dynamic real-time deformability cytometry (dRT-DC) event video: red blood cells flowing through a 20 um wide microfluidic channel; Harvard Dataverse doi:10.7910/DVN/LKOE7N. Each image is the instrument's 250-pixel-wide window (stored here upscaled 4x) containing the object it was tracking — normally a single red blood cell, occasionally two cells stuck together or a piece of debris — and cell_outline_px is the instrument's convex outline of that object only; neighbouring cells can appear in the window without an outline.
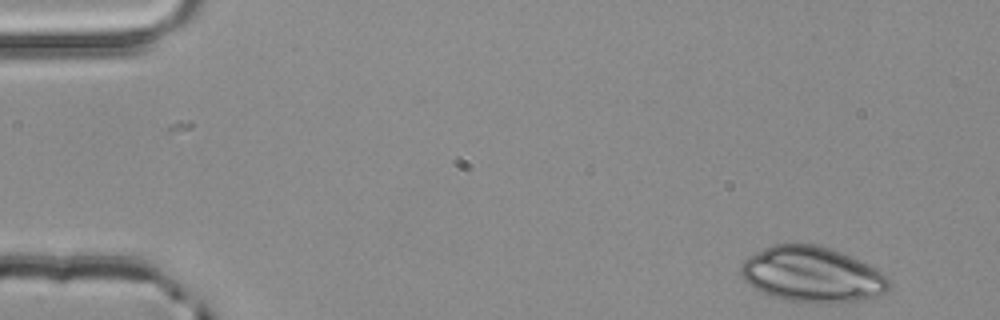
{"species": "common noctule bat (a hibernating species)", "species_latin": "Nyctalus noctula", "temperature_condition": "room temperature", "stored_images_in_passage": 3, "camera_frame_rate_fps": 3000, "um_per_image_px": 0.085, "animal": {"sex": "male", "body_mass_g": 20.4}, "frame": {"image": 1, "passage_image": 1, "time_ms": 0.0, "image_size_px": [1000, 320], "cell_outline_px": [[888, 288], [884, 292], [872, 296], [856, 300], [836, 304], [816, 304], [788, 300], [772, 296], [748, 284], [740, 276], [740, 264], [748, 256], [764, 248], [776, 244], [820, 244], [840, 252], [876, 268], [888, 280]], "centroid_in_image_um": [68.97, 23.33], "position_along_channel_um": 16.0, "area_um2": 47.63}}